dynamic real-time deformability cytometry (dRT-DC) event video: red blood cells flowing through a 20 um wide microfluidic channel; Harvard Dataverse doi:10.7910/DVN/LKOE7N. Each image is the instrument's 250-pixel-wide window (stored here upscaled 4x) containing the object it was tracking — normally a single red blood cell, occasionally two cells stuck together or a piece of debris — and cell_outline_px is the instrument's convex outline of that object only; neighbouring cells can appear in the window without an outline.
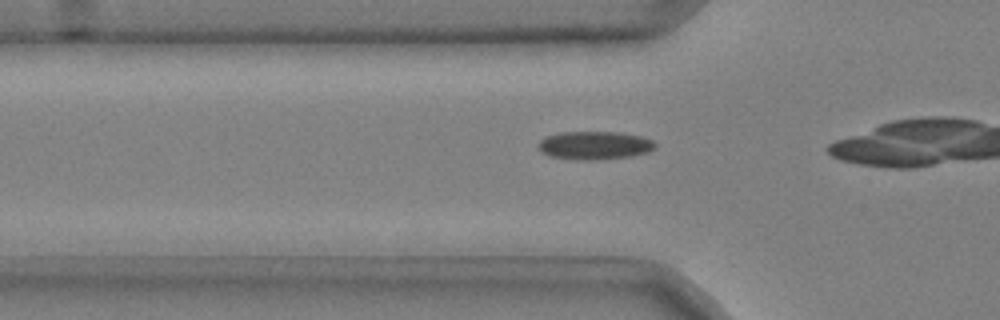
{"species": "common noctule bat (a hibernating species)", "species_latin": "Nyctalus noctula", "temperature_condition": "cold", "stored_images_in_passage": 14, "camera_frame_rate_fps": 3000, "um_per_image_px": 0.085, "animal": {"sex": "male", "body_mass_g": 20.4}, "frame": {"image": 1, "passage_image": 8, "time_ms": 2.333, "image_size_px": [1000, 320], "cell_outline_px": [[656, 148], [648, 152], [632, 156], [596, 160], [576, 160], [548, 156], [540, 152], [536, 148], [536, 144], [544, 136], [560, 132], [620, 132], [640, 136], [652, 140], [656, 144]], "centroid_in_image_um": [50.48, 12.36], "position_along_channel_um": 75.3, "area_um2": 19.65}}
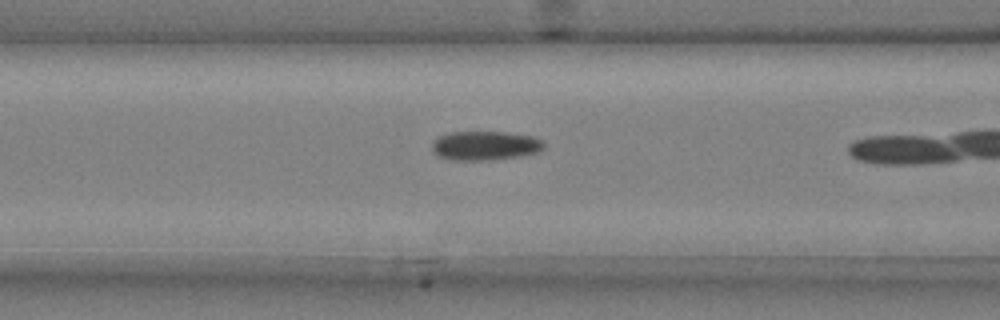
{"frame": {"image": 2, "passage_image": 12, "time_ms": 3.667, "image_size_px": [1000, 320], "cell_outline_px": [[544, 148], [536, 152], [520, 156], [492, 160], [452, 160], [440, 156], [432, 152], [432, 140], [436, 136], [452, 132], [504, 132], [532, 136], [540, 140], [544, 144]], "centroid_in_image_um": [41.18, 12.38], "position_along_channel_um": 125.4, "area_um2": 19.02}}